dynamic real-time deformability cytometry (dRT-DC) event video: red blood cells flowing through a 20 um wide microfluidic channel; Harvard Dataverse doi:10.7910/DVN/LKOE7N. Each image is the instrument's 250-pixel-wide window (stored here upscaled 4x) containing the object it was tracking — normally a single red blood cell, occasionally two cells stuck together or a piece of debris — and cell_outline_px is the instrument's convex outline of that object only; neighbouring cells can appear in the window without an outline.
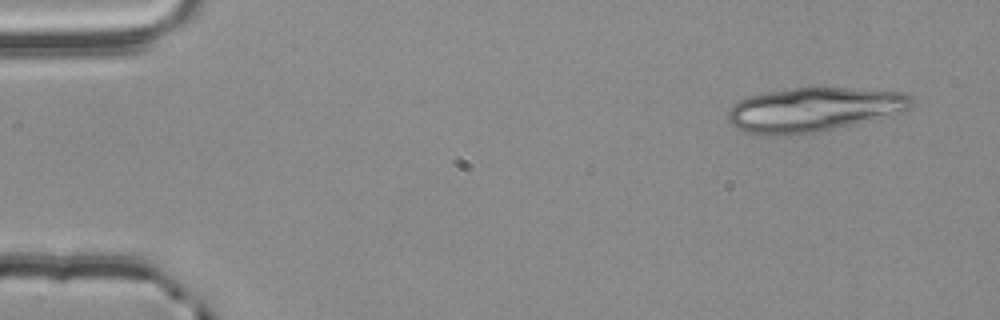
{"species": "common noctule bat (a hibernating species)", "species_latin": "Nyctalus noctula", "temperature_condition": "room temperature", "stored_images_in_passage": 15, "camera_frame_rate_fps": 3000, "um_per_image_px": 0.085, "animal": {"sex": "male", "body_mass_g": 20.4}, "frame": {"image": 1, "passage_image": 1, "time_ms": 0.0, "image_size_px": [1000, 320], "cell_outline_px": [[916, 100], [908, 108], [852, 124], [816, 132], [788, 136], [760, 136], [744, 132], [736, 128], [728, 120], [728, 112], [740, 100], [748, 96], [764, 92], [812, 84], [820, 84], [904, 92], [912, 96]], "centroid_in_image_um": [69.11, 9.26], "position_along_channel_um": 15.9, "area_um2": 48.26}}